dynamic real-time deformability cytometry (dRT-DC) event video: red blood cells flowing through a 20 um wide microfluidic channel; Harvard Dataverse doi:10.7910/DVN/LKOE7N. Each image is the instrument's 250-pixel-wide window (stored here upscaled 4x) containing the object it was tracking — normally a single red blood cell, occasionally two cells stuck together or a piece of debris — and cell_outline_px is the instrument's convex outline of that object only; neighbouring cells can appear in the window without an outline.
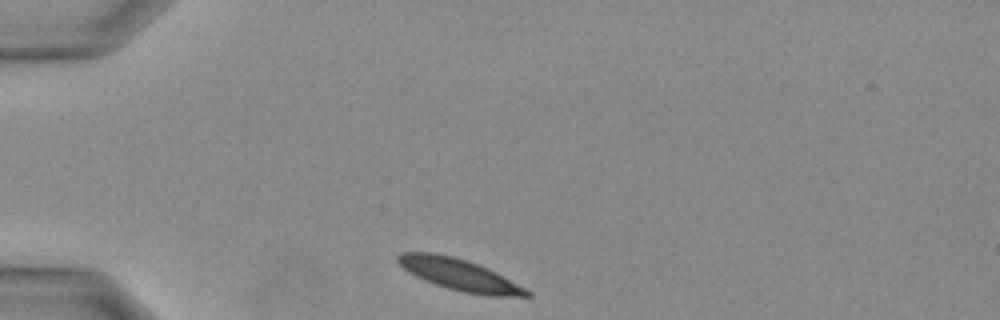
{"species": "Egyptian fruit bat (a non-hibernating species)", "species_latin": "Rousettus aegyptiacus", "temperature_condition": "warm", "stored_images_in_passage": 23, "camera_frame_rate_fps": 3000, "um_per_image_px": 0.085, "animal": {"sex": "female"}, "frame": {"image": 1, "passage_image": 1, "time_ms": 0.0, "image_size_px": [1000, 320], "cell_outline_px": [[532, 296], [488, 296], [464, 292], [448, 288], [424, 280], [408, 272], [396, 260], [396, 256], [404, 252], [432, 252], [452, 256], [476, 264], [532, 292]], "centroid_in_image_um": [38.98, 23.35], "position_along_channel_um": 46.0, "area_um2": 22.89}}
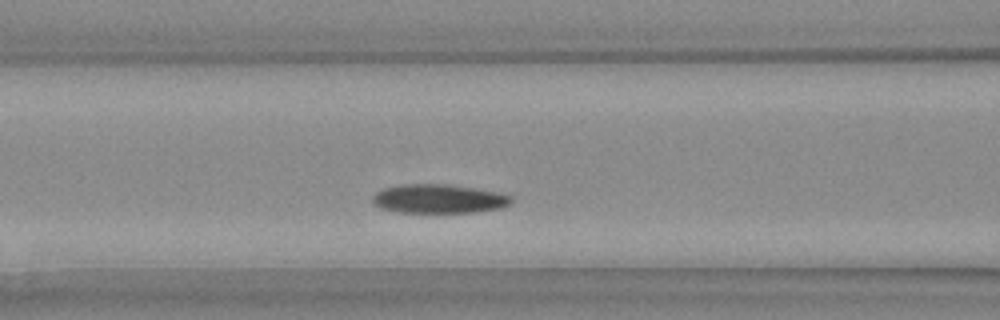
{"frame": {"image": 2, "passage_image": 7, "time_ms": 2.0, "image_size_px": [1000, 320], "cell_outline_px": [[512, 204], [500, 208], [476, 212], [400, 212], [380, 208], [372, 204], [372, 196], [376, 192], [384, 188], [400, 184], [444, 184], [500, 192], [512, 196]], "centroid_in_image_um": [37.29, 16.89], "position_along_channel_um": 129.3, "area_um2": 23.47}}
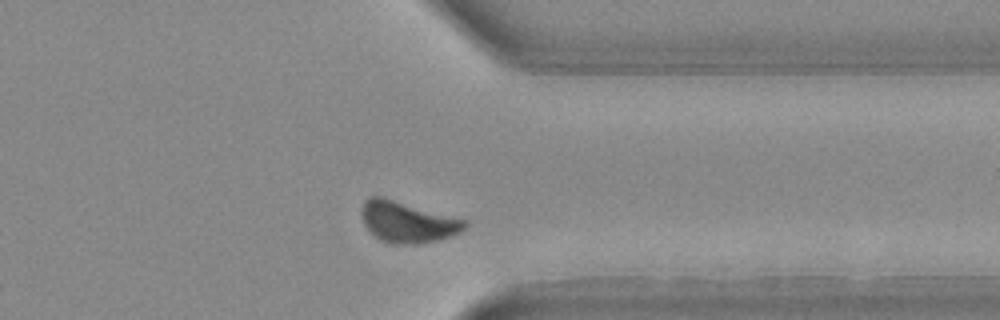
{"frame": {"image": 3, "passage_image": 20, "time_ms": 6.333, "image_size_px": [1000, 320], "cell_outline_px": [[468, 224], [460, 232], [436, 240], [416, 244], [392, 244], [380, 240], [364, 224], [360, 212], [360, 208], [364, 200], [368, 196], [380, 196], [464, 220]], "centroid_in_image_um": [34.56, 18.86], "position_along_channel_um": 376.8, "area_um2": 24.22}}